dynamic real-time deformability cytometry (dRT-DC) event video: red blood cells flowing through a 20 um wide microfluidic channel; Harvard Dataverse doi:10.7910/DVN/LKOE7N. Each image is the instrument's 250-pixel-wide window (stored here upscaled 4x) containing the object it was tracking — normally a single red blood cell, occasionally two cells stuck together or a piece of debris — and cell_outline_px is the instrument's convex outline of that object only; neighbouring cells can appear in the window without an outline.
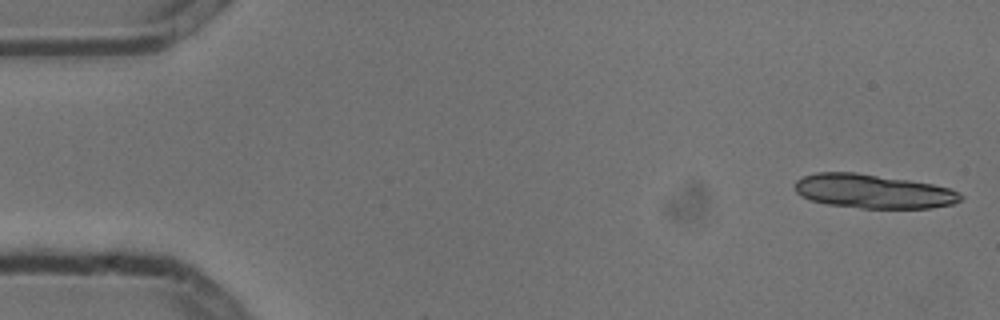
{"species": "common noctule bat (a hibernating species)", "species_latin": "Nyctalus noctula", "temperature_condition": "cold", "stored_images_in_passage": 5, "camera_frame_rate_fps": 3000, "um_per_image_px": 0.085, "animal": {"sex": "male", "body_mass_g": 13.3}, "frame": {"image": 1, "passage_image": 1, "time_ms": 0.0, "image_size_px": [1000, 320], "cell_outline_px": [[964, 196], [960, 200], [952, 204], [932, 208], [860, 208], [828, 204], [812, 200], [800, 196], [796, 192], [796, 180], [804, 176], [816, 172], [856, 172], [908, 180], [932, 184], [948, 188]], "centroid_in_image_um": [74.2, 16.26], "position_along_channel_um": 10.8, "area_um2": 32.66}}
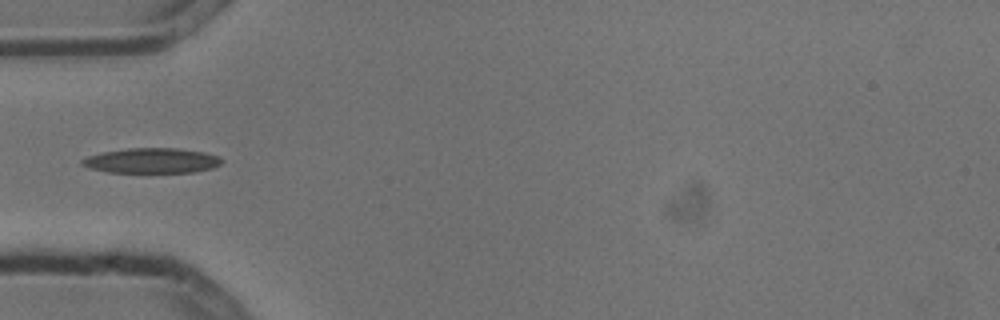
{"frame": {"image": 2, "passage_image": 5, "time_ms": 1.333, "image_size_px": [1000, 320], "cell_outline_px": [[224, 160], [220, 164], [212, 168], [192, 172], [108, 172], [88, 168], [80, 164], [80, 160], [88, 156], [104, 152], [128, 148], [176, 148], [204, 152], [220, 156]], "centroid_in_image_um": [12.9, 13.65], "position_along_channel_um": 72.1, "area_um2": 20.4}}